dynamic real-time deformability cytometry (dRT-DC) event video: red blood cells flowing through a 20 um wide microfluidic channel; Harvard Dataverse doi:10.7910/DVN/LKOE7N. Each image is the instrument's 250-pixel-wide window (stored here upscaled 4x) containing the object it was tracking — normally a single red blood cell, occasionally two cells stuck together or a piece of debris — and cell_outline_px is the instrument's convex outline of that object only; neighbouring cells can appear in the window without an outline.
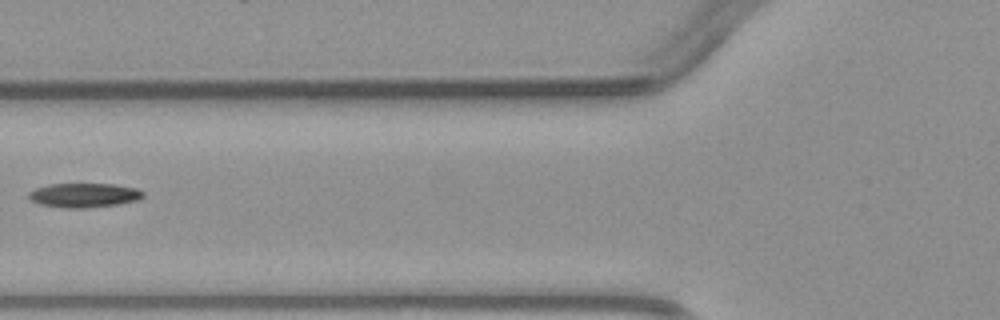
{"species": "common noctule bat (a hibernating species)", "species_latin": "Nyctalus noctula", "temperature_condition": "warm", "stored_images_in_passage": 2, "camera_frame_rate_fps": 3000, "um_per_image_px": 0.085, "animal": {"sex": "male", "body_mass_g": 23.1, "forearm_length_mm": 52.7}, "frame": {"image": 1, "passage_image": 2, "time_ms": 1.333, "image_size_px": [1000, 320], "cell_outline_px": [[144, 196], [136, 200], [120, 204], [84, 208], [64, 208], [40, 204], [32, 200], [28, 196], [28, 192], [36, 188], [48, 184], [116, 184], [136, 188], [144, 192]], "centroid_in_image_um": [7.15, 16.59], "position_along_channel_um": 118.6, "area_um2": 16.18}}